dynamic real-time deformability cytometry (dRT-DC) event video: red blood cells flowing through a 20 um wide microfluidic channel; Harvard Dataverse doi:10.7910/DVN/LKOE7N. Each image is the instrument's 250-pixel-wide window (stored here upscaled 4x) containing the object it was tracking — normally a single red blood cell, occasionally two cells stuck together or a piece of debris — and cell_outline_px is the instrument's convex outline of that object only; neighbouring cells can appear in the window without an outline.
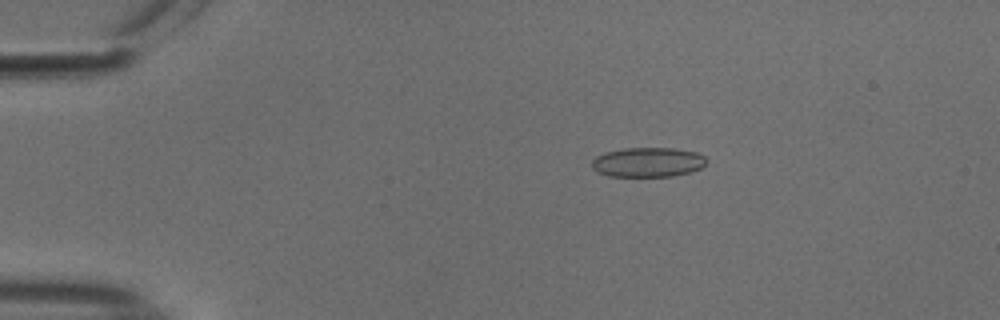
{"species": "common noctule bat (a hibernating species)", "species_latin": "Nyctalus noctula", "temperature_condition": "cold", "stored_images_in_passage": 55, "camera_frame_rate_fps": 3000, "um_per_image_px": 0.085, "animal": {"sex": "male", "body_mass_g": 18.8}, "frame": {"image": 1, "passage_image": 11, "time_ms": 3.333, "image_size_px": [1000, 320], "cell_outline_px": [[708, 160], [700, 168], [692, 172], [672, 176], [608, 176], [596, 172], [592, 168], [592, 160], [596, 156], [604, 152], [624, 148], [672, 148], [696, 152], [704, 156]], "centroid_in_image_um": [55.05, 13.79], "position_along_channel_um": 30.0, "area_um2": 19.88}}
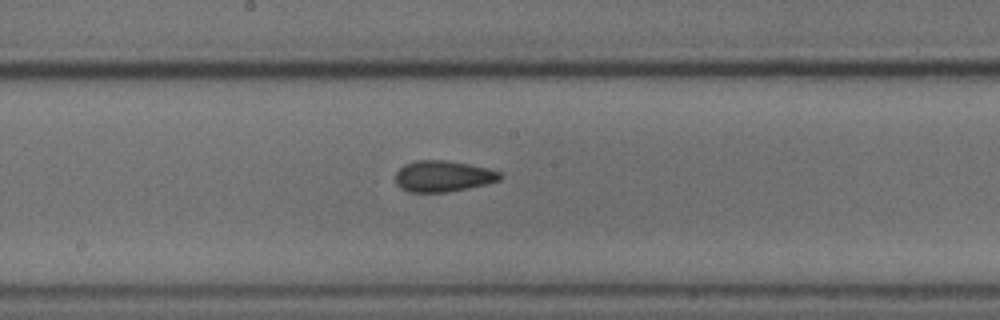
{"frame": {"image": 2, "passage_image": 30, "time_ms": 9.667, "image_size_px": [1000, 320], "cell_outline_px": [[504, 176], [500, 180], [488, 184], [448, 192], [408, 192], [400, 188], [396, 184], [396, 172], [404, 164], [416, 160], [444, 160], [468, 164], [488, 168], [500, 172]], "centroid_in_image_um": [37.67, 14.98], "position_along_channel_um": 210.5, "area_um2": 19.13}}
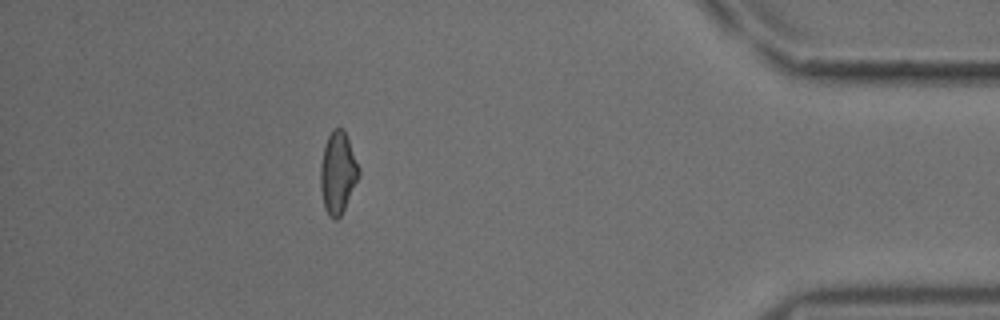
{"frame": {"image": 3, "passage_image": 49, "time_ms": 16.0, "image_size_px": [1000, 320], "cell_outline_px": [[360, 176], [340, 216], [336, 220], [332, 220], [328, 216], [324, 208], [320, 188], [320, 164], [324, 148], [328, 136], [332, 128], [344, 128], [360, 172]], "centroid_in_image_um": [28.69, 14.7], "position_along_channel_um": 406.5, "area_um2": 18.26}, "authors_computed_cell_mechanics": {"area_um2": 19.1318, "velocity_mm_per_s": 3.7713, "shape_relaxation_time_tau1_ms": null, "shape_relaxation_time_tau2_ms": 2.1812, "deformation_change_tau1": null, "deformation_change_tau2": 0.0797}}